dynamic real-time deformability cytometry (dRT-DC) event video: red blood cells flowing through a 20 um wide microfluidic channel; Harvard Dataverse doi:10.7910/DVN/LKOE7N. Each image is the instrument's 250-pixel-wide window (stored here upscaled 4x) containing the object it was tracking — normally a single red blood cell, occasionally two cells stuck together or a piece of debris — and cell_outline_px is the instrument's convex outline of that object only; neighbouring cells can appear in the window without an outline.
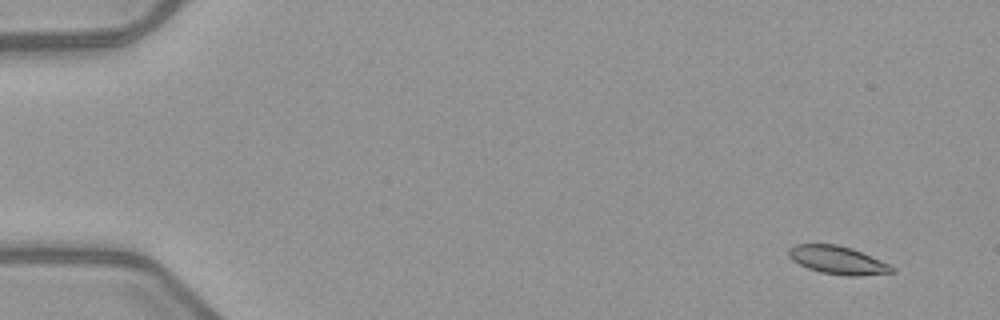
{"species": "common noctule bat (a hibernating species)", "species_latin": "Nyctalus noctula", "temperature_condition": "warm", "stored_images_in_passage": 5, "segment_of_instrument_passage": [2, 2], "camera_frame_rate_fps": 3000, "um_per_image_px": 0.085, "animal": {"sex": "female", "body_mass_g": 21.9}, "frame": {"image": 1, "passage_image": 5, "time_ms": 5.0, "image_size_px": [1000, 320], "cell_outline_px": [[896, 272], [860, 276], [844, 276], [820, 272], [808, 268], [792, 260], [788, 256], [788, 248], [796, 244], [836, 244], [852, 248], [880, 260], [896, 268]], "centroid_in_image_um": [71.21, 22.12], "position_along_channel_um": 13.8, "area_um2": 16.99}}